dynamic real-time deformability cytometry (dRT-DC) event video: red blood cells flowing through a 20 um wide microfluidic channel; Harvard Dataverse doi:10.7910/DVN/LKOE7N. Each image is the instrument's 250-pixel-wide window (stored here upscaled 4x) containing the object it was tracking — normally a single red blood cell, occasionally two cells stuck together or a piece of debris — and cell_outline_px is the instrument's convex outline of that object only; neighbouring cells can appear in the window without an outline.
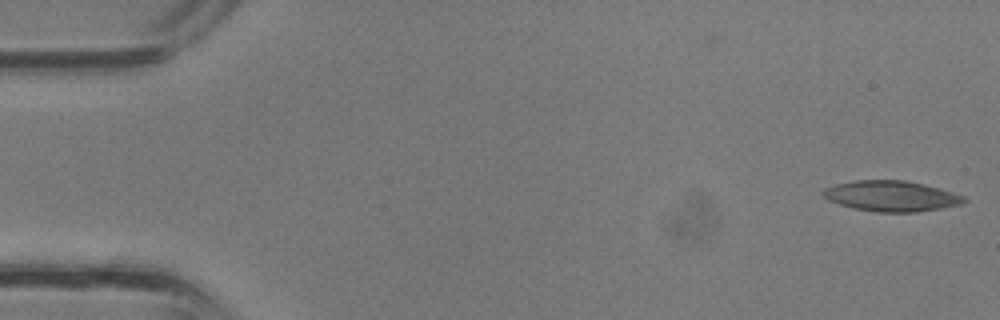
{"species": "common noctule bat (a hibernating species)", "species_latin": "Nyctalus noctula", "temperature_condition": "room temperature", "stored_images_in_passage": 8, "camera_frame_rate_fps": 3000, "um_per_image_px": 0.085, "animal": {"sex": "male", "body_mass_g": 13.3}, "frame": {"image": 1, "passage_image": 1, "time_ms": 0.0, "image_size_px": [1000, 320], "cell_outline_px": [[968, 200], [960, 204], [940, 208], [916, 212], [876, 212], [852, 208], [828, 200], [824, 196], [824, 188], [836, 184], [856, 180], [904, 180], [924, 184], [952, 192], [964, 196]], "centroid_in_image_um": [75.76, 16.66], "position_along_channel_um": 9.2, "area_um2": 24.91}}